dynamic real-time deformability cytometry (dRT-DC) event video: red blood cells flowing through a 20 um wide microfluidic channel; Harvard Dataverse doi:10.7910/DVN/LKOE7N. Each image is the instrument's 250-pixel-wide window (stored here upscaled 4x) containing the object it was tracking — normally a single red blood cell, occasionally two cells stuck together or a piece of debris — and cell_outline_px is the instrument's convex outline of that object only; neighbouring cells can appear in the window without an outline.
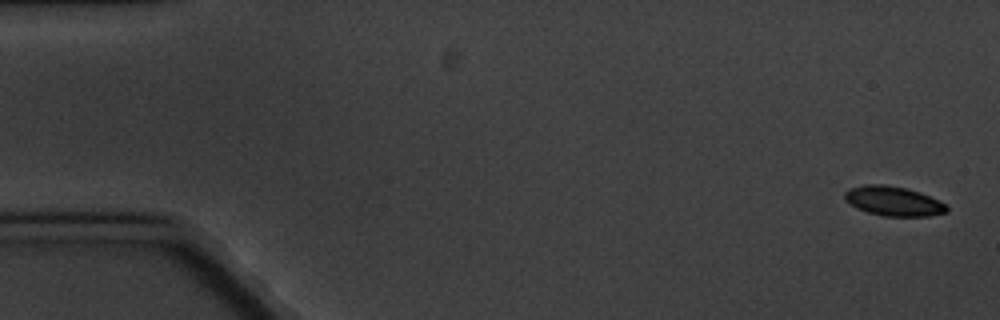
{"species": "common noctule bat (a hibernating species)", "species_latin": "Nyctalus noctula", "temperature_condition": "cold", "stored_images_in_passage": 10, "camera_frame_rate_fps": 3000, "um_per_image_px": 0.085, "animal": {"sex": "male", "body_mass_g": 20.1, "forearm_length_mm": 53.5}, "frame": {"image": 1, "passage_image": 1, "time_ms": 0.0, "image_size_px": [1000, 320], "cell_outline_px": [[948, 212], [928, 216], [884, 216], [868, 212], [856, 208], [844, 200], [844, 192], [848, 188], [864, 184], [884, 184], [908, 188], [920, 192], [944, 204], [948, 208]], "centroid_in_image_um": [75.88, 17.08], "position_along_channel_um": 9.1, "area_um2": 17.63}}